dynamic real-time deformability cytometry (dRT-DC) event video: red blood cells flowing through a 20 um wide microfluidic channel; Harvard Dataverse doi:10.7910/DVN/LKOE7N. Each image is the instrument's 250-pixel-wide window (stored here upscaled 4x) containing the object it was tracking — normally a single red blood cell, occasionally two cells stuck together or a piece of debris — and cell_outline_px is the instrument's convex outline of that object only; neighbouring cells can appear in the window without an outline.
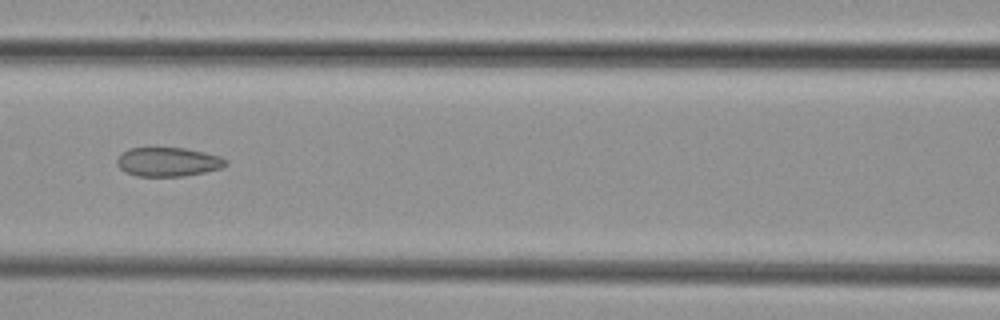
{"species": "common noctule bat (a hibernating species)", "species_latin": "Nyctalus noctula", "temperature_condition": "cold", "stored_images_in_passage": 7, "camera_frame_rate_fps": 3000, "um_per_image_px": 0.085, "animal": {"sex": "female", "body_mass_g": 29.2, "forearm_length_mm": 56.3}, "frame": {"image": 1, "passage_image": 7, "time_ms": 8.0, "image_size_px": [1000, 320], "cell_outline_px": [[228, 164], [220, 168], [204, 172], [184, 176], [136, 176], [124, 172], [116, 164], [116, 160], [120, 152], [128, 148], [184, 148], [204, 152], [220, 156], [228, 160]], "centroid_in_image_um": [14.25, 13.76], "position_along_channel_um": 152.4, "area_um2": 18.55}}